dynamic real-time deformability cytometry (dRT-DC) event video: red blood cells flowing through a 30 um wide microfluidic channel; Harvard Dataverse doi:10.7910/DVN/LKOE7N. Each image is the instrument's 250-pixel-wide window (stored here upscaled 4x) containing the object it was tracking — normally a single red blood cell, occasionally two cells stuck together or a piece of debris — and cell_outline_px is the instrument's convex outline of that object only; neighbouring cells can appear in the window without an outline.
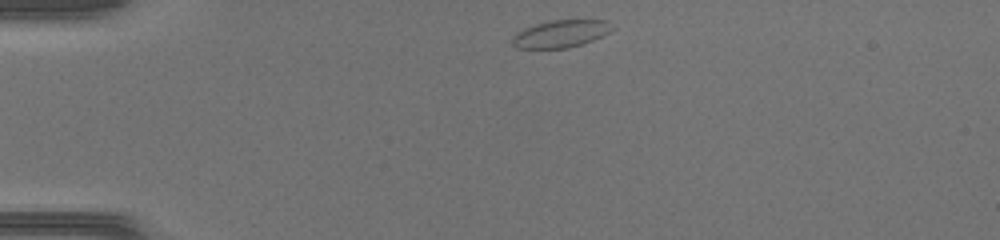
{"species": "common noctule bat (a hibernating species)", "species_latin": "Nyctalus noctula", "temperature_condition": "warm", "stored_images_in_passage": 37, "camera_frame_rate_fps": 3000, "um_per_image_px": 0.085, "animal": {"sex": "female", "body_mass_g": 17.0, "forearm_length_mm": 48.0}, "frame": {"image": 1, "passage_image": 1, "time_ms": 0.0, "image_size_px": [1000, 240], "cell_outline_px": [[616, 28], [592, 40], [568, 48], [516, 48], [512, 44], [512, 36], [516, 32], [524, 28], [536, 24], [552, 20], [608, 20]], "centroid_in_image_um": [47.65, 2.86], "position_along_channel_um": 37.4, "area_um2": 15.9}}
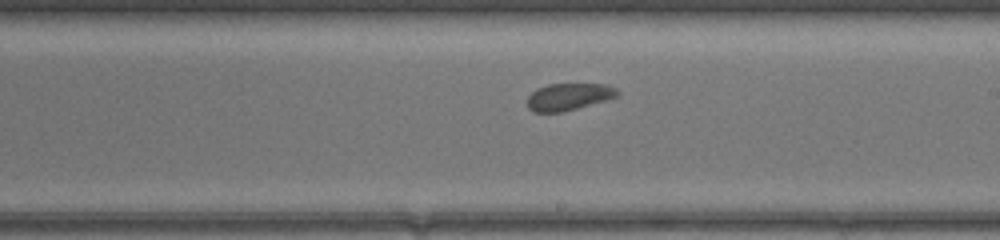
{"frame": {"image": 2, "passage_image": 18, "time_ms": 5.667, "image_size_px": [1000, 240], "cell_outline_px": [[620, 96], [608, 100], [560, 112], [532, 112], [528, 108], [528, 96], [536, 88], [548, 84], [608, 84], [616, 88], [620, 92]], "centroid_in_image_um": [48.37, 8.21], "position_along_channel_um": 240.6, "area_um2": 14.33}}
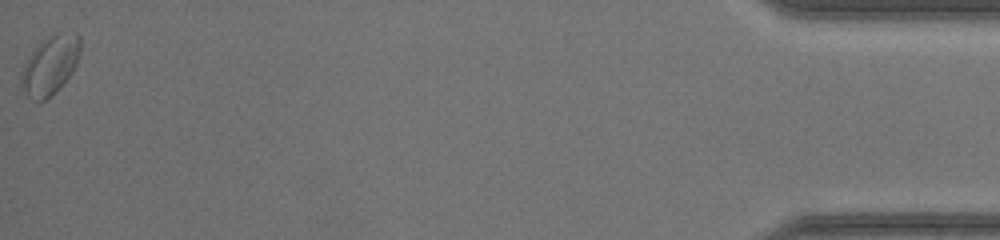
{"frame": {"image": 3, "passage_image": 37, "time_ms": 12.0, "image_size_px": [1000, 240], "cell_outline_px": [[80, 52], [76, 64], [72, 72], [44, 100], [36, 100], [28, 96], [20, 88], [20, 80], [24, 64], [40, 40], [56, 32], [76, 32], [80, 36]], "centroid_in_image_um": [4.25, 5.46], "position_along_channel_um": 430.9, "area_um2": 19.94}}